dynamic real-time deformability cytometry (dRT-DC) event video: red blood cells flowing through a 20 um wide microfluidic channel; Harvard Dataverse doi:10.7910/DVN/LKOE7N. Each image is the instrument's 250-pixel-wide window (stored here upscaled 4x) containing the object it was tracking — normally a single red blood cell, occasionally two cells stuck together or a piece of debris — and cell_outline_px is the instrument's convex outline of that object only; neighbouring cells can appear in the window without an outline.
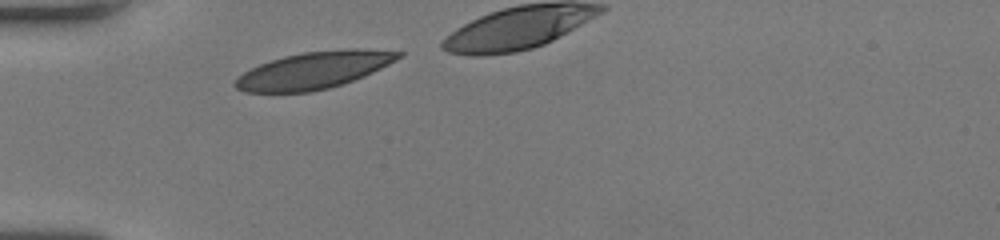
{"species": "human", "species_latin": "Homo sapiens", "temperature_condition": "room temperature", "stored_images_in_passage": 9, "camera_frame_rate_fps": 3000, "um_per_image_px": 0.085, "donor": {"sex": "female"}, "frame": {"image": 1, "passage_image": 1, "time_ms": 0.0, "image_size_px": [1000, 240], "cell_outline_px": [[404, 56], [364, 76], [328, 88], [312, 92], [244, 92], [236, 88], [232, 84], [244, 72], [260, 64], [284, 56], [304, 52], [344, 48], [356, 48], [404, 52]], "centroid_in_image_um": [26.69, 5.96], "position_along_channel_um": 58.3, "area_um2": 34.91}}
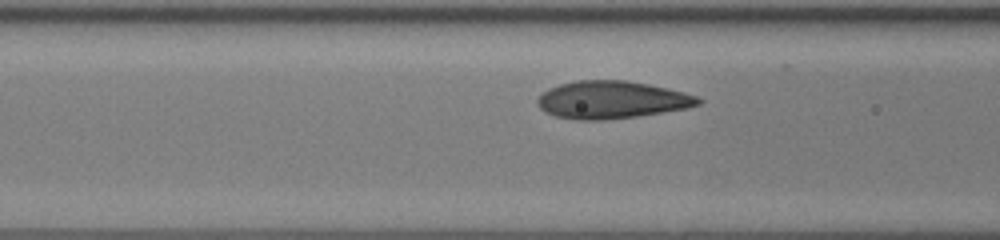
{"frame": {"image": 2, "passage_image": 6, "time_ms": 1.667, "image_size_px": [1000, 240], "cell_outline_px": [[704, 100], [700, 104], [688, 108], [636, 116], [604, 120], [576, 120], [556, 116], [544, 112], [536, 104], [536, 100], [548, 88], [560, 84], [576, 80], [624, 80], [648, 84], [668, 88], [684, 92], [696, 96]], "centroid_in_image_um": [51.98, 8.48], "position_along_channel_um": 114.6, "area_um2": 35.26}}